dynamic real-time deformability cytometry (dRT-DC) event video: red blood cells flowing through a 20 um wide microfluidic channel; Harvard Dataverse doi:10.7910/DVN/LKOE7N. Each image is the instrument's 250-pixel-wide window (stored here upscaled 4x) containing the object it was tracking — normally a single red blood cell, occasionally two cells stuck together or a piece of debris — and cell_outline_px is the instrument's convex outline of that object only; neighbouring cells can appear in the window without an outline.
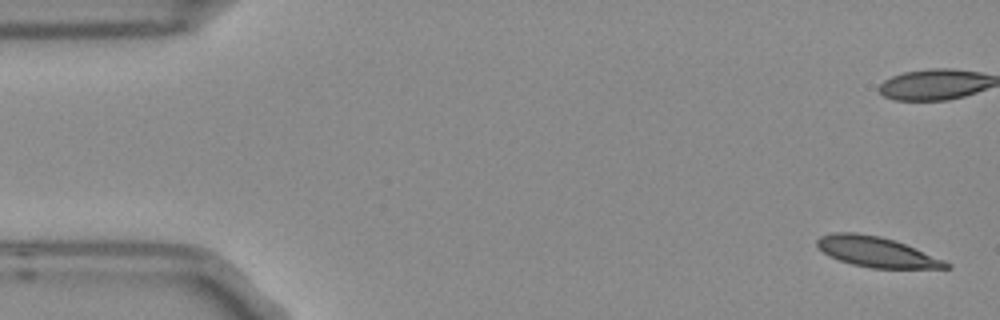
{"species": "Egyptian fruit bat (a non-hibernating species)", "species_latin": "Rousettus aegyptiacus", "temperature_condition": "room temperature", "stored_images_in_passage": 7, "camera_frame_rate_fps": 3000, "um_per_image_px": 0.085, "frame": {"image": 1, "passage_image": 1, "time_ms": 0.0, "image_size_px": [1000, 320], "cell_outline_px": [[952, 268], [872, 268], [852, 264], [828, 256], [816, 244], [816, 240], [820, 236], [832, 232], [856, 232], [880, 236], [896, 240], [944, 260], [952, 264]], "centroid_in_image_um": [74.5, 21.4], "position_along_channel_um": 10.5, "area_um2": 22.77}}